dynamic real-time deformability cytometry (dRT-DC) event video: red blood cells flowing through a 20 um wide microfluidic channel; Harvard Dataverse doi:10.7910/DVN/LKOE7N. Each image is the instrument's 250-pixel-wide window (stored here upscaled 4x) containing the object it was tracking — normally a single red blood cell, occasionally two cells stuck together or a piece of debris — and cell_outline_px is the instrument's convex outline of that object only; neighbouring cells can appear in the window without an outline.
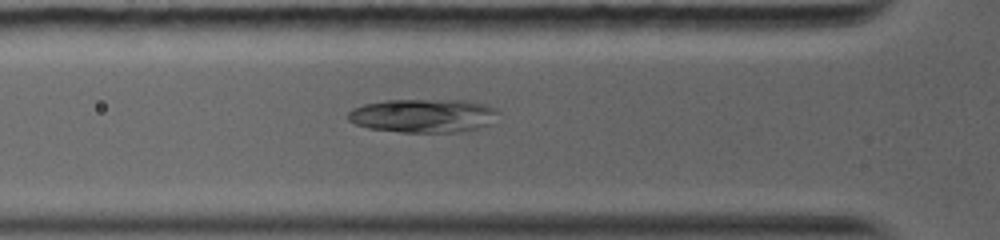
{"species": "common noctule bat (a hibernating species)", "species_latin": "Nyctalus noctula", "temperature_condition": "warm", "stored_images_in_passage": 4, "camera_frame_rate_fps": 5000, "um_per_image_px": 0.085, "animal": {"sex": "female", "body_mass_g": 19.0, "forearm_length_mm": 56.7}, "frame": {"image": 1, "passage_image": 2, "time_ms": 0.4, "image_size_px": [1000, 240], "cell_outline_px": [[500, 112], [492, 124], [476, 128], [456, 132], [400, 132], [368, 128], [356, 124], [348, 120], [348, 112], [352, 108], [364, 104], [388, 100], [468, 100], [484, 104], [496, 108]], "centroid_in_image_um": [36.0, 9.83], "position_along_channel_um": 89.8, "area_um2": 29.59}}
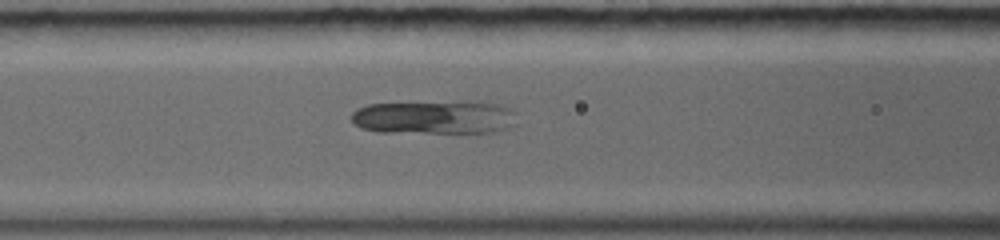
{"frame": {"image": 2, "passage_image": 4, "time_ms": 1.4, "image_size_px": [1000, 240], "cell_outline_px": [[516, 124], [496, 132], [380, 132], [360, 128], [352, 124], [352, 112], [356, 108], [368, 104], [476, 100], [496, 104], [512, 108], [516, 112]], "centroid_in_image_um": [36.95, 9.94], "position_along_channel_um": 129.7, "area_um2": 33.06}}